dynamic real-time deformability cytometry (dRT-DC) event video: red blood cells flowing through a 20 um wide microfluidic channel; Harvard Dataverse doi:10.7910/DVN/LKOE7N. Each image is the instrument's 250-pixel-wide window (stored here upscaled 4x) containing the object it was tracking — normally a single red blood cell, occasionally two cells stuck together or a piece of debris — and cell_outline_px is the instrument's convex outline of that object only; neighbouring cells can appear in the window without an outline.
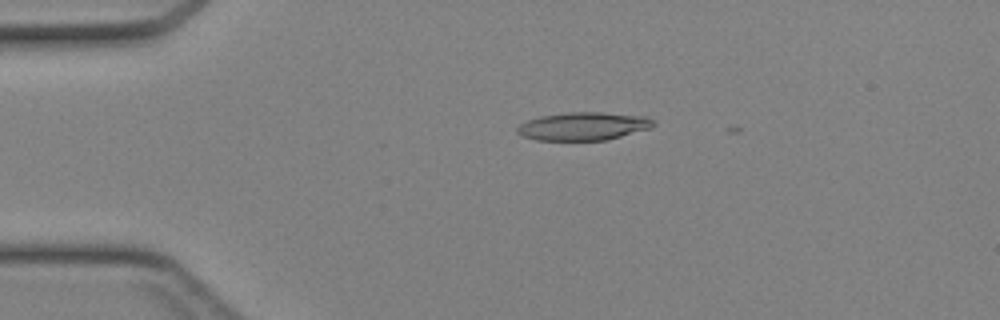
{"species": "Egyptian fruit bat (a non-hibernating species)", "species_latin": "Rousettus aegyptiacus", "temperature_condition": "cold", "stored_images_in_passage": 8, "camera_frame_rate_fps": 3000, "um_per_image_px": 0.085, "animal": {"sex": "female"}, "frame": {"image": 1, "passage_image": 5, "time_ms": 1.333, "image_size_px": [1000, 320], "cell_outline_px": [[656, 124], [652, 128], [608, 140], [536, 140], [524, 136], [516, 132], [516, 128], [520, 124], [528, 120], [540, 116], [568, 112], [604, 112], [648, 116]], "centroid_in_image_um": [49.63, 10.72], "position_along_channel_um": 35.4, "area_um2": 22.48}}